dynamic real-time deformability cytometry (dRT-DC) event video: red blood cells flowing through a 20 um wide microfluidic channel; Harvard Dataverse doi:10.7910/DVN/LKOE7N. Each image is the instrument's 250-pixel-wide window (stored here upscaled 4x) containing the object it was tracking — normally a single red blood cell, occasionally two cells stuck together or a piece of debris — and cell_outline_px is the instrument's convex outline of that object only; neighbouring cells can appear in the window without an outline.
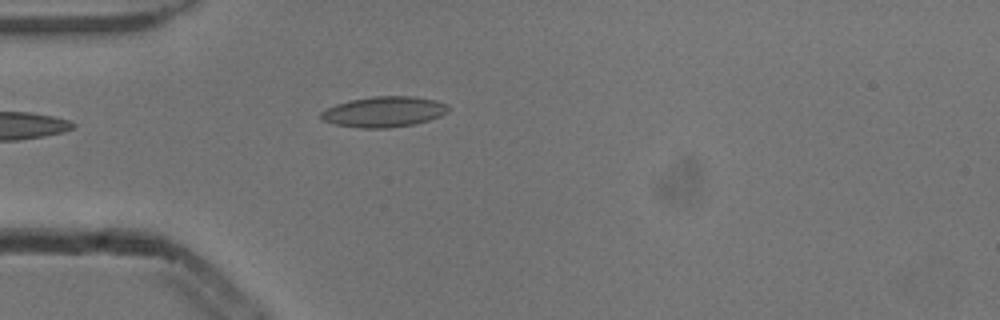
{"species": "common noctule bat (a hibernating species)", "species_latin": "Nyctalus noctula", "temperature_condition": "cold", "stored_images_in_passage": 1, "camera_frame_rate_fps": 3000, "um_per_image_px": 0.085, "animal": {"sex": "male", "body_mass_g": 13.3}, "frame": {"image": 1, "passage_image": 1, "time_ms": 0.0, "image_size_px": [1000, 320], "cell_outline_px": [[448, 112], [440, 116], [416, 124], [388, 128], [360, 128], [332, 124], [324, 120], [320, 116], [320, 112], [336, 104], [348, 100], [372, 96], [412, 96], [436, 100], [448, 104]], "centroid_in_image_um": [32.63, 9.5], "position_along_channel_um": 52.4, "area_um2": 22.83}}